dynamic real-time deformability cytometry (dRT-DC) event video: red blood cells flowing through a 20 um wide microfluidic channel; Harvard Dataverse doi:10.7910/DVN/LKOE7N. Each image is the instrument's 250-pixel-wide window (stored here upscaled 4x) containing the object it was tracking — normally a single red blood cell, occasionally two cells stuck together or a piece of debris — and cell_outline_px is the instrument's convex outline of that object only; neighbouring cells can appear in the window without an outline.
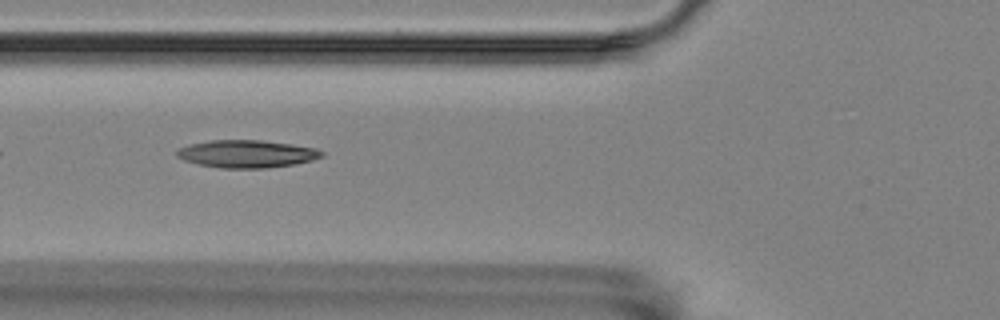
{"species": "Egyptian fruit bat (a non-hibernating species)", "species_latin": "Rousettus aegyptiacus", "temperature_condition": "room temperature", "stored_images_in_passage": 26, "camera_frame_rate_fps": 3000, "um_per_image_px": 0.085, "animal": {"sex": "female"}, "frame": {"image": 1, "passage_image": 4, "time_ms": 1.0, "image_size_px": [1000, 320], "cell_outline_px": [[324, 156], [312, 160], [292, 164], [264, 168], [220, 168], [200, 164], [184, 160], [176, 156], [176, 152], [180, 148], [188, 144], [212, 140], [260, 140], [292, 144], [316, 148], [324, 152]], "centroid_in_image_um": [20.98, 13.07], "position_along_channel_um": 104.8, "area_um2": 23.18}}
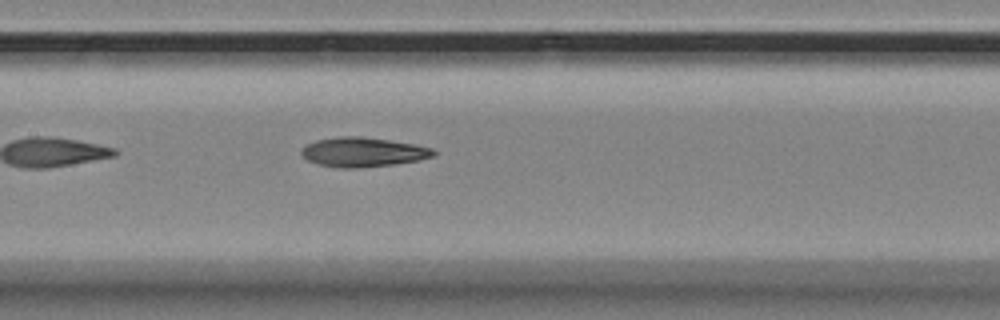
{"frame": {"image": 2, "passage_image": 10, "time_ms": 3.0, "image_size_px": [1000, 320], "cell_outline_px": [[436, 152], [432, 156], [416, 160], [392, 164], [356, 168], [340, 168], [316, 164], [308, 160], [300, 152], [308, 144], [316, 140], [340, 136], [360, 136], [416, 144], [432, 148]], "centroid_in_image_um": [30.83, 12.92], "position_along_channel_um": 176.6, "area_um2": 22.37}}
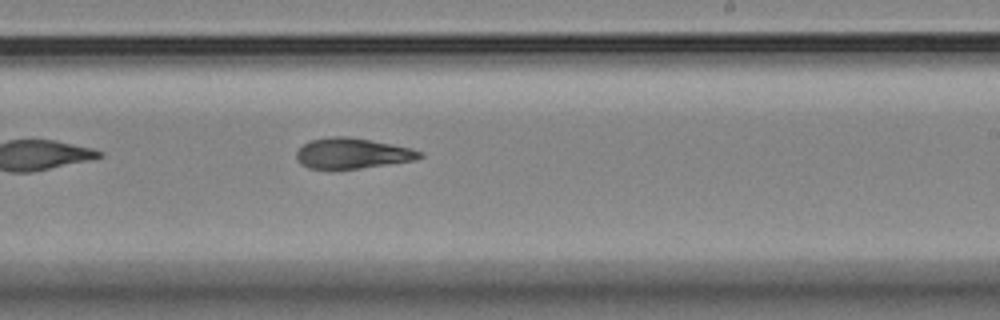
{"frame": {"image": 3, "passage_image": 17, "time_ms": 5.333, "image_size_px": [1000, 320], "cell_outline_px": [[424, 156], [416, 160], [360, 168], [308, 168], [300, 164], [296, 160], [296, 152], [304, 144], [312, 140], [332, 136], [348, 136], [408, 148], [420, 152]], "centroid_in_image_um": [29.9, 13.04], "position_along_channel_um": 259.1, "area_um2": 21.44}}